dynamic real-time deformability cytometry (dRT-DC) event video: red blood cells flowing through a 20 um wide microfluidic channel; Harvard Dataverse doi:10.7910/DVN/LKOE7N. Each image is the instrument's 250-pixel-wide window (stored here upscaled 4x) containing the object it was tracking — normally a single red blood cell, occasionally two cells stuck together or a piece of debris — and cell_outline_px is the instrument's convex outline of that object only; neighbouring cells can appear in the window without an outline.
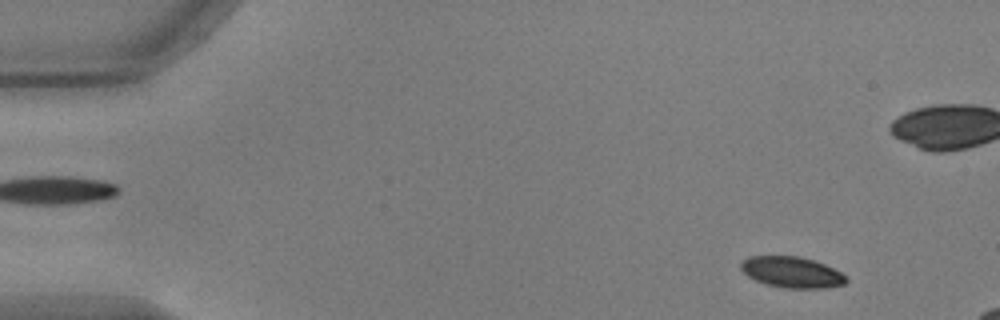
{"species": "common noctule bat (a hibernating species)", "species_latin": "Nyctalus noctula", "temperature_condition": "warm", "stored_images_in_passage": 52, "camera_frame_rate_fps": 3000, "um_per_image_px": 0.085, "animal": {"sex": "male", "body_mass_g": 17.9, "forearm_length_mm": 54.2}, "frame": {"image": 1, "passage_image": 5, "time_ms": 1.333, "image_size_px": [1000, 320], "cell_outline_px": [[848, 280], [844, 284], [824, 288], [784, 288], [764, 284], [748, 276], [740, 268], [740, 264], [748, 256], [800, 256], [824, 264], [848, 276]], "centroid_in_image_um": [67.3, 23.14], "position_along_channel_um": 17.7, "area_um2": 19.02}}
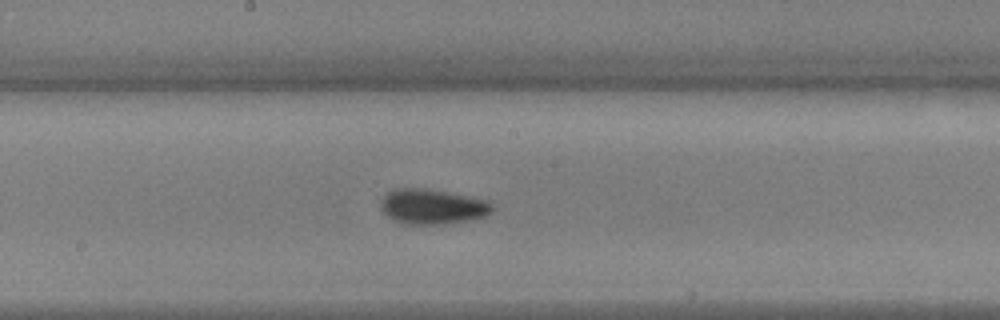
{"frame": {"image": 2, "passage_image": 29, "time_ms": 9.333, "image_size_px": [1000, 320], "cell_outline_px": [[492, 212], [484, 216], [472, 220], [444, 224], [404, 224], [392, 220], [380, 208], [380, 200], [388, 192], [396, 188], [424, 188], [468, 196], [488, 200], [492, 204]], "centroid_in_image_um": [36.73, 17.57], "position_along_channel_um": 211.5, "area_um2": 22.89}}
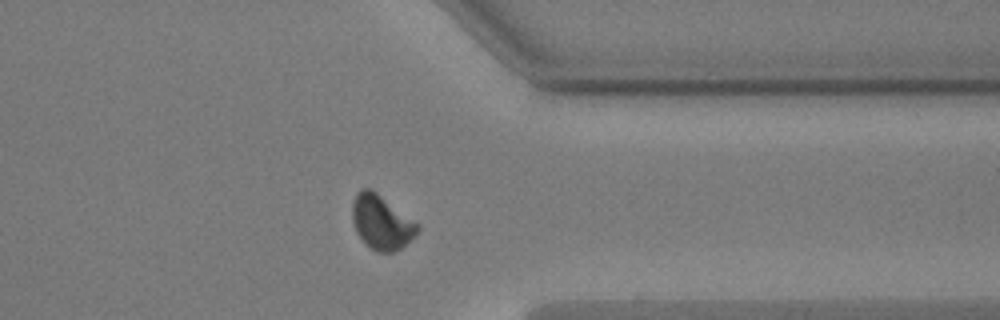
{"frame": {"image": 3, "passage_image": 43, "time_ms": 14.0, "image_size_px": [1000, 320], "cell_outline_px": [[420, 228], [416, 236], [400, 248], [392, 252], [376, 252], [364, 244], [356, 232], [352, 220], [352, 204], [356, 192], [360, 188], [372, 188], [420, 224]], "centroid_in_image_um": [32.42, 18.87], "position_along_channel_um": 379.0, "area_um2": 21.1}}